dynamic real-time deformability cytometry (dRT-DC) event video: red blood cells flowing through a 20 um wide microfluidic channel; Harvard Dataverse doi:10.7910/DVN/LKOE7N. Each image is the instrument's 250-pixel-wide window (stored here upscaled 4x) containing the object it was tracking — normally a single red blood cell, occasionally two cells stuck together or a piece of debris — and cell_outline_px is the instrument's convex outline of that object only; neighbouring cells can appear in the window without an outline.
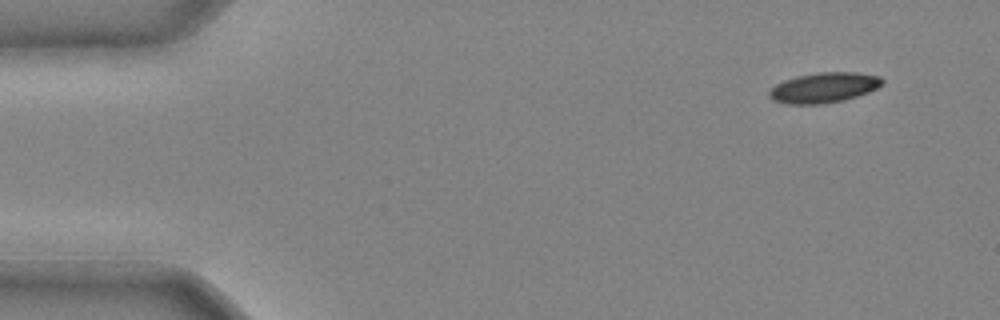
{"species": "common noctule bat (a hibernating species)", "species_latin": "Nyctalus noctula", "temperature_condition": "cold", "stored_images_in_passage": 37, "camera_frame_rate_fps": 3000, "um_per_image_px": 0.085, "animal": {"sex": "male", "body_mass_g": 20.4}, "frame": {"image": 1, "passage_image": 1, "time_ms": 0.0, "image_size_px": [1000, 320], "cell_outline_px": [[884, 84], [868, 92], [856, 96], [824, 104], [788, 104], [772, 100], [768, 96], [768, 92], [776, 84], [784, 80], [796, 76], [820, 72], [856, 72], [880, 76], [884, 80]], "centroid_in_image_um": [70.02, 7.44], "position_along_channel_um": 15.0, "area_um2": 19.88}}
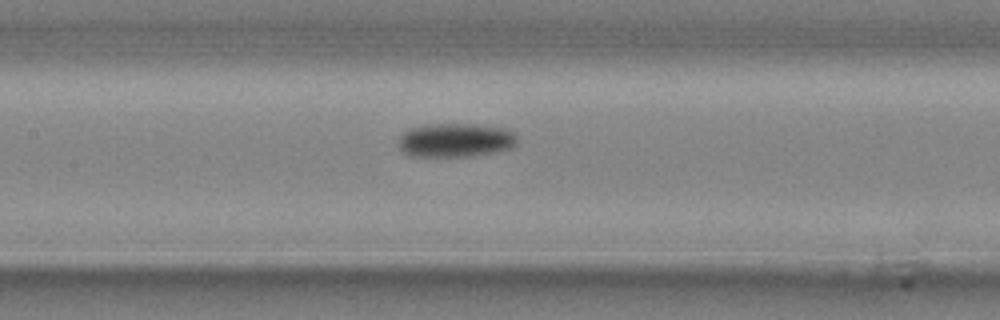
{"frame": {"image": 2, "passage_image": 18, "time_ms": 5.667, "image_size_px": [1000, 320], "cell_outline_px": [[516, 144], [512, 148], [496, 152], [472, 156], [412, 156], [404, 152], [400, 148], [400, 136], [408, 128], [424, 124], [472, 124], [504, 128], [512, 132], [516, 136]], "centroid_in_image_um": [38.72, 11.91], "position_along_channel_um": 168.7, "area_um2": 23.41}}
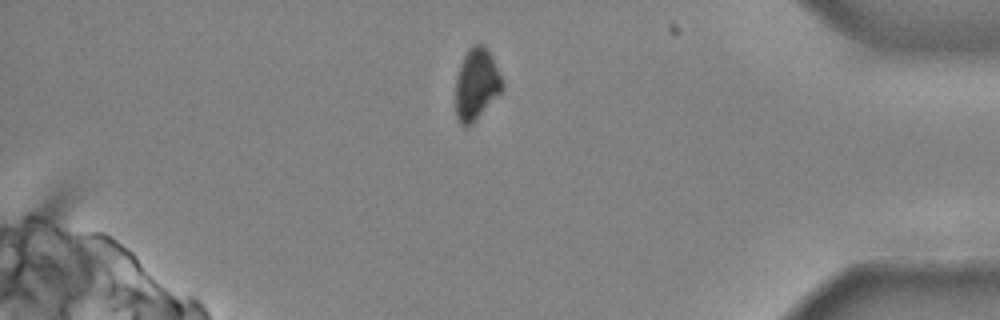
{"frame": {"image": 3, "passage_image": 35, "time_ms": 11.333, "image_size_px": [1000, 320], "cell_outline_px": [[504, 88], [468, 124], [460, 124], [456, 116], [456, 76], [460, 64], [468, 48], [472, 44], [484, 44], [488, 48], [492, 56], [504, 84]], "centroid_in_image_um": [40.48, 7.04], "position_along_channel_um": 394.7, "area_um2": 18.9}}